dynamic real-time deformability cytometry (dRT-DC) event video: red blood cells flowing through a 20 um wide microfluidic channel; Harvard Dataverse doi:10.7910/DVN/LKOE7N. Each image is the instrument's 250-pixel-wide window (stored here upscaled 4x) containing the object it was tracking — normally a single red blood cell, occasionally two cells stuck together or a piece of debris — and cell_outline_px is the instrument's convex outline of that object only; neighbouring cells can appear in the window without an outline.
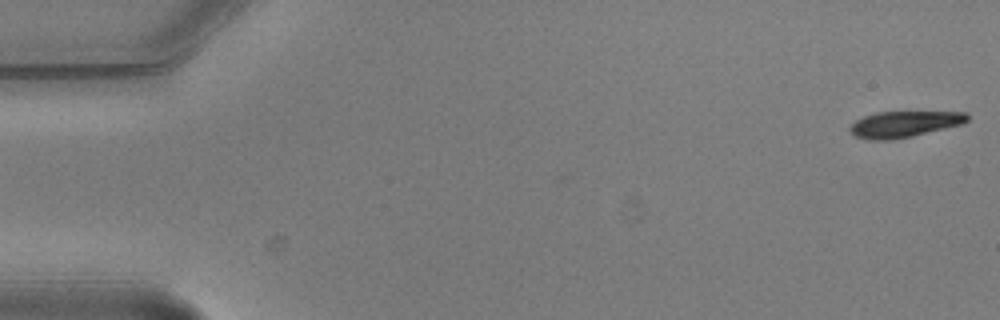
{"species": "common noctule bat (a hibernating species)", "species_latin": "Nyctalus noctula", "temperature_condition": "warm", "stored_images_in_passage": 6, "camera_frame_rate_fps": 3000, "um_per_image_px": 0.085, "animal": {"sex": "male", "body_mass_g": 20.5, "forearm_length_mm": 52.5}, "frame": {"image": 1, "passage_image": 1, "time_ms": 0.0, "image_size_px": [1000, 320], "cell_outline_px": [[968, 120], [964, 124], [912, 136], [892, 140], [872, 140], [856, 136], [848, 128], [856, 120], [864, 116], [876, 112], [968, 112]], "centroid_in_image_um": [76.88, 10.55], "position_along_channel_um": 8.1, "area_um2": 17.8}}
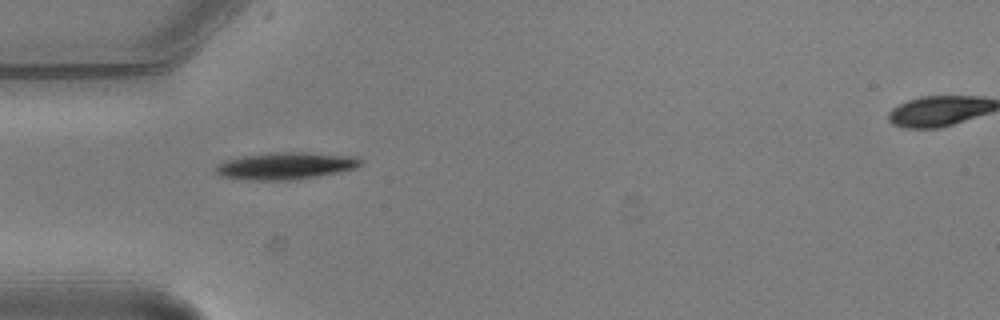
{"frame": {"image": 2, "passage_image": 5, "time_ms": 1.333, "image_size_px": [1000, 320], "cell_outline_px": [[364, 164], [356, 168], [296, 180], [248, 180], [220, 176], [216, 172], [216, 168], [220, 164], [228, 160], [240, 156], [268, 152], [304, 152], [356, 156]], "centroid_in_image_um": [24.3, 14.09], "position_along_channel_um": 60.7, "area_um2": 22.83}}
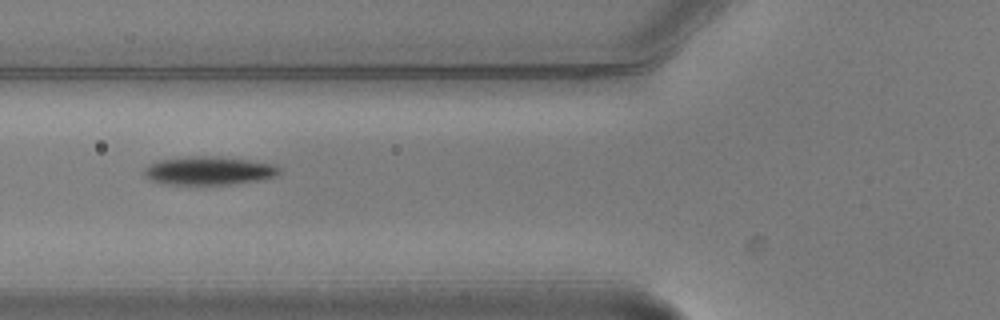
{"frame": {"image": 3, "passage_image": 6, "time_ms": 1.667, "image_size_px": [1000, 320], "cell_outline_px": [[280, 172], [276, 176], [264, 180], [232, 184], [160, 184], [148, 180], [144, 176], [144, 168], [148, 164], [156, 160], [188, 156], [220, 156], [248, 160], [272, 164], [280, 168]], "centroid_in_image_um": [17.7, 14.51], "position_along_channel_um": 108.1, "area_um2": 22.77}}